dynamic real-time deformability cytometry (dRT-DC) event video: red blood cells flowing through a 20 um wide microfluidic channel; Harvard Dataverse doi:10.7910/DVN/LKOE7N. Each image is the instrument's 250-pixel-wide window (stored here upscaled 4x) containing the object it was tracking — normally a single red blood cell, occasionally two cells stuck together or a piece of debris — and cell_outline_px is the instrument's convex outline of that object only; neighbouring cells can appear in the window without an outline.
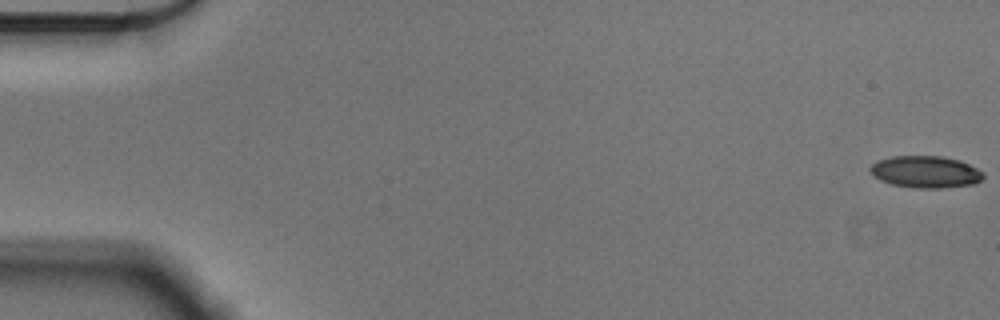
{"species": "Egyptian fruit bat (a non-hibernating species)", "species_latin": "Rousettus aegyptiacus", "temperature_condition": "cold", "stored_images_in_passage": 13, "camera_frame_rate_fps": 3000, "um_per_image_px": 0.085, "animal": {"sex": "male"}, "frame": {"image": 1, "passage_image": 1, "time_ms": 0.0, "image_size_px": [1000, 320], "cell_outline_px": [[984, 176], [976, 184], [940, 188], [912, 188], [892, 184], [880, 180], [872, 176], [868, 172], [868, 168], [872, 164], [880, 160], [892, 156], [940, 156], [960, 160], [984, 172]], "centroid_in_image_um": [78.65, 14.61], "position_along_channel_um": 6.4, "area_um2": 21.21}}